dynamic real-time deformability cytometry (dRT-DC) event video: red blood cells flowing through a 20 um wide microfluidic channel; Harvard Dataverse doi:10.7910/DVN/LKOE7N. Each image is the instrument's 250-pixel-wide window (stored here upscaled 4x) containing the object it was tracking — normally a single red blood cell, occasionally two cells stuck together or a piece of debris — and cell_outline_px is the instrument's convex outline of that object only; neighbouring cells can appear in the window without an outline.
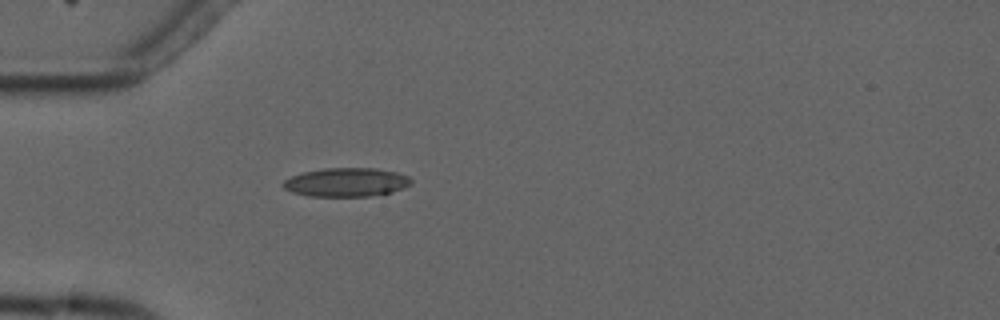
{"species": "common noctule bat (a hibernating species)", "species_latin": "Nyctalus noctula", "temperature_condition": "cold", "stored_images_in_passage": 1, "camera_frame_rate_fps": 3000, "um_per_image_px": 0.085, "animal": {"sex": "male", "forearm_length_mm": 52.5}, "frame": {"image": 1, "passage_image": 1, "time_ms": 0.0, "image_size_px": [1000, 320], "cell_outline_px": [[412, 184], [404, 188], [392, 192], [368, 196], [308, 196], [292, 192], [284, 188], [280, 184], [284, 180], [292, 176], [304, 172], [324, 168], [376, 168], [396, 172], [408, 176], [412, 180]], "centroid_in_image_um": [29.44, 15.49], "position_along_channel_um": 55.6, "area_um2": 21.5}}